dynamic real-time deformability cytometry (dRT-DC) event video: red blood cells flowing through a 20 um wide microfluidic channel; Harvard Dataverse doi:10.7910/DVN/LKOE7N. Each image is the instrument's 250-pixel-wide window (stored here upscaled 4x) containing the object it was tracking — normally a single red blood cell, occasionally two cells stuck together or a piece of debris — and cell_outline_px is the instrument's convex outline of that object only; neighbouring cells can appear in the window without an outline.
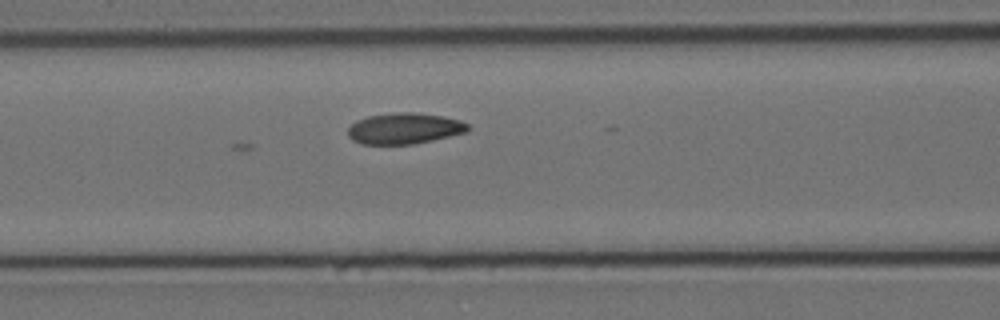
{"species": "Egyptian fruit bat (a non-hibernating species)", "species_latin": "Rousettus aegyptiacus", "temperature_condition": "cold", "stored_images_in_passage": 16, "camera_frame_rate_fps": 3000, "um_per_image_px": 0.085, "animal": {"sex": "female"}, "frame": {"image": 1, "passage_image": 16, "time_ms": 5.0, "image_size_px": [1000, 320], "cell_outline_px": [[468, 132], [432, 140], [412, 144], [360, 144], [352, 140], [348, 136], [348, 128], [356, 120], [368, 116], [396, 112], [416, 112], [444, 116], [460, 120], [468, 124]], "centroid_in_image_um": [34.36, 10.91], "position_along_channel_um": 132.2, "area_um2": 21.79}}